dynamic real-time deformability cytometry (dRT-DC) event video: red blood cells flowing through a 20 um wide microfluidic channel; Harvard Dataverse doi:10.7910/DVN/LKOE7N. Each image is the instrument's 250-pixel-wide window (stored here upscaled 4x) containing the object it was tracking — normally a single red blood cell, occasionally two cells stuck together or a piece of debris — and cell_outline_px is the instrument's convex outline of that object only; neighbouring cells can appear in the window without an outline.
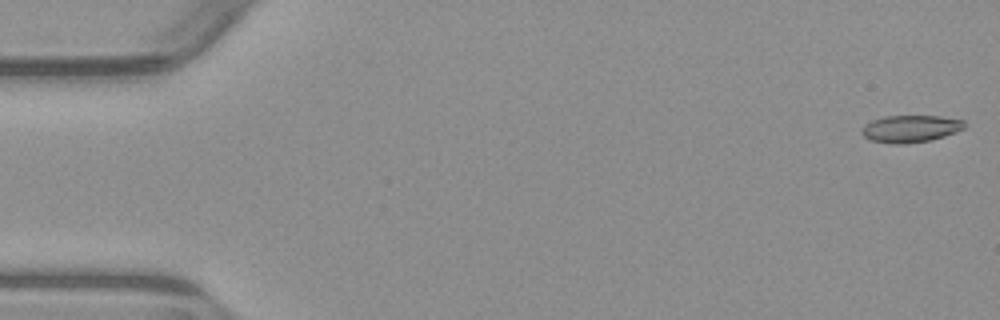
{"species": "common noctule bat (a hibernating species)", "species_latin": "Nyctalus noctula", "temperature_condition": "warm", "stored_images_in_passage": 44, "camera_frame_rate_fps": 3000, "um_per_image_px": 0.085, "animal": {"sex": "male", "body_mass_g": 23.1, "forearm_length_mm": 52.7}, "frame": {"image": 1, "passage_image": 1, "time_ms": 0.0, "image_size_px": [1000, 320], "cell_outline_px": [[964, 128], [944, 136], [928, 140], [904, 144], [896, 144], [868, 140], [860, 132], [864, 124], [872, 120], [884, 116], [940, 116], [964, 120]], "centroid_in_image_um": [77.34, 10.93], "position_along_channel_um": 7.7, "area_um2": 16.18}}
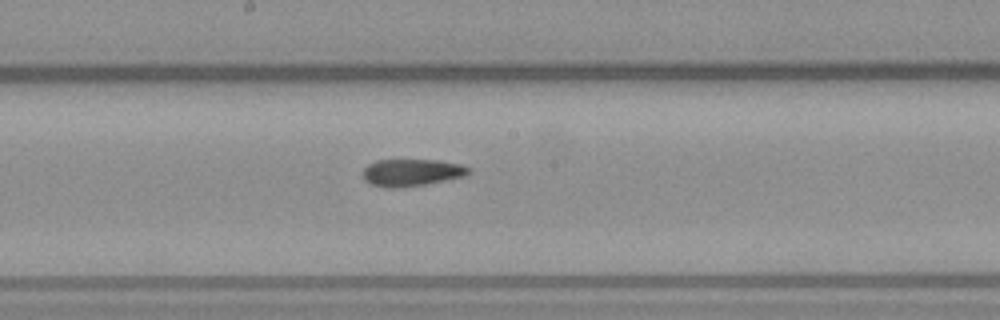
{"frame": {"image": 2, "passage_image": 19, "time_ms": 6.0, "image_size_px": [1000, 320], "cell_outline_px": [[472, 172], [464, 176], [424, 184], [400, 188], [388, 188], [372, 184], [364, 180], [360, 172], [368, 164], [376, 160], [436, 160], [460, 164], [472, 168]], "centroid_in_image_um": [34.96, 14.66], "position_along_channel_um": 213.2, "area_um2": 16.82}}
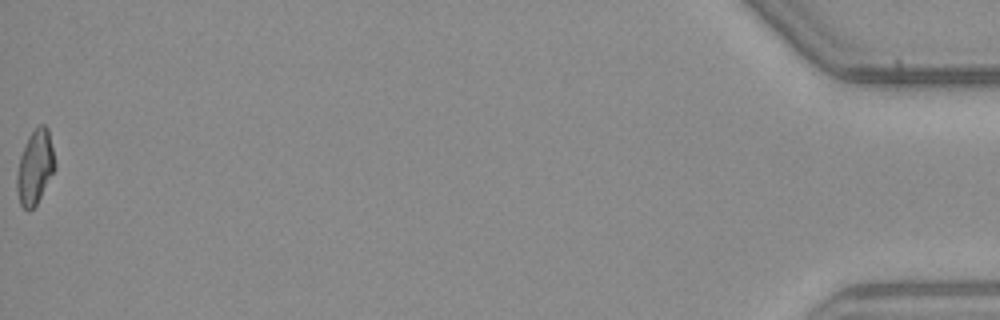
{"frame": {"image": 3, "passage_image": 44, "time_ms": 14.333, "image_size_px": [1000, 320], "cell_outline_px": [[56, 168], [36, 204], [28, 212], [20, 204], [16, 188], [16, 176], [20, 156], [28, 136], [40, 124], [44, 124], [48, 128], [56, 164]], "centroid_in_image_um": [2.98, 14.21], "position_along_channel_um": 432.2, "area_um2": 16.42}, "authors_computed_cell_mechanics": {"area_um2": 16.7331, "velocity_mm_per_s": 3.9401, "shape_relaxation_time_tau1_ms": null, "shape_relaxation_time_tau2_ms": 3.5603, "deformation_change_tau1": null, "deformation_change_tau2": 0.1157}}